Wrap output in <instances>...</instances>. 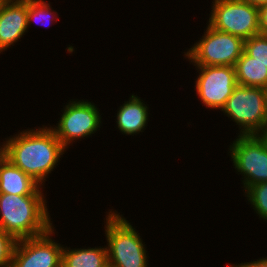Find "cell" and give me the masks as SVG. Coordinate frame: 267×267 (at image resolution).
<instances>
[{
    "label": "cell",
    "mask_w": 267,
    "mask_h": 267,
    "mask_svg": "<svg viewBox=\"0 0 267 267\" xmlns=\"http://www.w3.org/2000/svg\"><path fill=\"white\" fill-rule=\"evenodd\" d=\"M50 5V3L44 0H27V27L29 28L34 20V22L37 21L38 23L40 21L43 23L42 25H46V22L52 23L53 21H57L58 19L55 20L56 17L58 18L56 11L51 10ZM49 23L48 25H50Z\"/></svg>",
    "instance_id": "cell-16"
},
{
    "label": "cell",
    "mask_w": 267,
    "mask_h": 267,
    "mask_svg": "<svg viewBox=\"0 0 267 267\" xmlns=\"http://www.w3.org/2000/svg\"><path fill=\"white\" fill-rule=\"evenodd\" d=\"M243 1L256 7L267 5V0H243Z\"/></svg>",
    "instance_id": "cell-22"
},
{
    "label": "cell",
    "mask_w": 267,
    "mask_h": 267,
    "mask_svg": "<svg viewBox=\"0 0 267 267\" xmlns=\"http://www.w3.org/2000/svg\"><path fill=\"white\" fill-rule=\"evenodd\" d=\"M195 91L210 109H221L238 85L234 66H196Z\"/></svg>",
    "instance_id": "cell-10"
},
{
    "label": "cell",
    "mask_w": 267,
    "mask_h": 267,
    "mask_svg": "<svg viewBox=\"0 0 267 267\" xmlns=\"http://www.w3.org/2000/svg\"><path fill=\"white\" fill-rule=\"evenodd\" d=\"M16 240L0 229V267H10Z\"/></svg>",
    "instance_id": "cell-19"
},
{
    "label": "cell",
    "mask_w": 267,
    "mask_h": 267,
    "mask_svg": "<svg viewBox=\"0 0 267 267\" xmlns=\"http://www.w3.org/2000/svg\"><path fill=\"white\" fill-rule=\"evenodd\" d=\"M0 193L15 195H43L41 185L8 159L0 163Z\"/></svg>",
    "instance_id": "cell-12"
},
{
    "label": "cell",
    "mask_w": 267,
    "mask_h": 267,
    "mask_svg": "<svg viewBox=\"0 0 267 267\" xmlns=\"http://www.w3.org/2000/svg\"><path fill=\"white\" fill-rule=\"evenodd\" d=\"M64 107L57 126L50 125V128L65 148L75 142L74 140L91 136L100 128L102 117L99 108L93 103L72 99Z\"/></svg>",
    "instance_id": "cell-8"
},
{
    "label": "cell",
    "mask_w": 267,
    "mask_h": 267,
    "mask_svg": "<svg viewBox=\"0 0 267 267\" xmlns=\"http://www.w3.org/2000/svg\"><path fill=\"white\" fill-rule=\"evenodd\" d=\"M107 247L74 248L62 251V267H107Z\"/></svg>",
    "instance_id": "cell-14"
},
{
    "label": "cell",
    "mask_w": 267,
    "mask_h": 267,
    "mask_svg": "<svg viewBox=\"0 0 267 267\" xmlns=\"http://www.w3.org/2000/svg\"><path fill=\"white\" fill-rule=\"evenodd\" d=\"M258 19L261 34L267 35V5L258 7Z\"/></svg>",
    "instance_id": "cell-20"
},
{
    "label": "cell",
    "mask_w": 267,
    "mask_h": 267,
    "mask_svg": "<svg viewBox=\"0 0 267 267\" xmlns=\"http://www.w3.org/2000/svg\"><path fill=\"white\" fill-rule=\"evenodd\" d=\"M205 30L184 56L193 66H235L244 51V40L214 29L209 23Z\"/></svg>",
    "instance_id": "cell-5"
},
{
    "label": "cell",
    "mask_w": 267,
    "mask_h": 267,
    "mask_svg": "<svg viewBox=\"0 0 267 267\" xmlns=\"http://www.w3.org/2000/svg\"><path fill=\"white\" fill-rule=\"evenodd\" d=\"M54 228L36 237L16 240L10 267H62L63 245L51 239Z\"/></svg>",
    "instance_id": "cell-9"
},
{
    "label": "cell",
    "mask_w": 267,
    "mask_h": 267,
    "mask_svg": "<svg viewBox=\"0 0 267 267\" xmlns=\"http://www.w3.org/2000/svg\"><path fill=\"white\" fill-rule=\"evenodd\" d=\"M44 195L0 193V229L15 240L42 235L54 227Z\"/></svg>",
    "instance_id": "cell-2"
},
{
    "label": "cell",
    "mask_w": 267,
    "mask_h": 267,
    "mask_svg": "<svg viewBox=\"0 0 267 267\" xmlns=\"http://www.w3.org/2000/svg\"><path fill=\"white\" fill-rule=\"evenodd\" d=\"M267 147V126L258 134Z\"/></svg>",
    "instance_id": "cell-24"
},
{
    "label": "cell",
    "mask_w": 267,
    "mask_h": 267,
    "mask_svg": "<svg viewBox=\"0 0 267 267\" xmlns=\"http://www.w3.org/2000/svg\"><path fill=\"white\" fill-rule=\"evenodd\" d=\"M209 23L214 29L247 40L261 33L258 7L243 0H213Z\"/></svg>",
    "instance_id": "cell-6"
},
{
    "label": "cell",
    "mask_w": 267,
    "mask_h": 267,
    "mask_svg": "<svg viewBox=\"0 0 267 267\" xmlns=\"http://www.w3.org/2000/svg\"><path fill=\"white\" fill-rule=\"evenodd\" d=\"M143 100L138 96L132 94L129 101H125L119 107L116 115L117 127L125 135H136L144 132L148 124L149 107H147Z\"/></svg>",
    "instance_id": "cell-13"
},
{
    "label": "cell",
    "mask_w": 267,
    "mask_h": 267,
    "mask_svg": "<svg viewBox=\"0 0 267 267\" xmlns=\"http://www.w3.org/2000/svg\"><path fill=\"white\" fill-rule=\"evenodd\" d=\"M44 126L26 129L5 141V158L41 186L67 150L50 126Z\"/></svg>",
    "instance_id": "cell-1"
},
{
    "label": "cell",
    "mask_w": 267,
    "mask_h": 267,
    "mask_svg": "<svg viewBox=\"0 0 267 267\" xmlns=\"http://www.w3.org/2000/svg\"><path fill=\"white\" fill-rule=\"evenodd\" d=\"M2 145H0V163L5 159V151H6V146L5 142H1Z\"/></svg>",
    "instance_id": "cell-23"
},
{
    "label": "cell",
    "mask_w": 267,
    "mask_h": 267,
    "mask_svg": "<svg viewBox=\"0 0 267 267\" xmlns=\"http://www.w3.org/2000/svg\"><path fill=\"white\" fill-rule=\"evenodd\" d=\"M237 83L245 87L267 89V67L243 51L235 64Z\"/></svg>",
    "instance_id": "cell-15"
},
{
    "label": "cell",
    "mask_w": 267,
    "mask_h": 267,
    "mask_svg": "<svg viewBox=\"0 0 267 267\" xmlns=\"http://www.w3.org/2000/svg\"><path fill=\"white\" fill-rule=\"evenodd\" d=\"M228 267H267V257L257 259L256 261L240 263L238 265L231 264L230 266L228 265Z\"/></svg>",
    "instance_id": "cell-21"
},
{
    "label": "cell",
    "mask_w": 267,
    "mask_h": 267,
    "mask_svg": "<svg viewBox=\"0 0 267 267\" xmlns=\"http://www.w3.org/2000/svg\"><path fill=\"white\" fill-rule=\"evenodd\" d=\"M105 236L110 267H148L146 244L131 223L119 213L106 214Z\"/></svg>",
    "instance_id": "cell-3"
},
{
    "label": "cell",
    "mask_w": 267,
    "mask_h": 267,
    "mask_svg": "<svg viewBox=\"0 0 267 267\" xmlns=\"http://www.w3.org/2000/svg\"><path fill=\"white\" fill-rule=\"evenodd\" d=\"M244 51L267 67V35L260 33L244 40Z\"/></svg>",
    "instance_id": "cell-18"
},
{
    "label": "cell",
    "mask_w": 267,
    "mask_h": 267,
    "mask_svg": "<svg viewBox=\"0 0 267 267\" xmlns=\"http://www.w3.org/2000/svg\"><path fill=\"white\" fill-rule=\"evenodd\" d=\"M248 202L253 206L259 218L267 220V182L253 184L244 192Z\"/></svg>",
    "instance_id": "cell-17"
},
{
    "label": "cell",
    "mask_w": 267,
    "mask_h": 267,
    "mask_svg": "<svg viewBox=\"0 0 267 267\" xmlns=\"http://www.w3.org/2000/svg\"><path fill=\"white\" fill-rule=\"evenodd\" d=\"M220 111L239 125L240 135L259 134L267 126V89L237 85Z\"/></svg>",
    "instance_id": "cell-4"
},
{
    "label": "cell",
    "mask_w": 267,
    "mask_h": 267,
    "mask_svg": "<svg viewBox=\"0 0 267 267\" xmlns=\"http://www.w3.org/2000/svg\"><path fill=\"white\" fill-rule=\"evenodd\" d=\"M233 166L242 175L244 190L267 182V147L258 134L238 135L229 146Z\"/></svg>",
    "instance_id": "cell-7"
},
{
    "label": "cell",
    "mask_w": 267,
    "mask_h": 267,
    "mask_svg": "<svg viewBox=\"0 0 267 267\" xmlns=\"http://www.w3.org/2000/svg\"><path fill=\"white\" fill-rule=\"evenodd\" d=\"M27 29V0H2L0 3V53L16 43L27 32Z\"/></svg>",
    "instance_id": "cell-11"
}]
</instances>
